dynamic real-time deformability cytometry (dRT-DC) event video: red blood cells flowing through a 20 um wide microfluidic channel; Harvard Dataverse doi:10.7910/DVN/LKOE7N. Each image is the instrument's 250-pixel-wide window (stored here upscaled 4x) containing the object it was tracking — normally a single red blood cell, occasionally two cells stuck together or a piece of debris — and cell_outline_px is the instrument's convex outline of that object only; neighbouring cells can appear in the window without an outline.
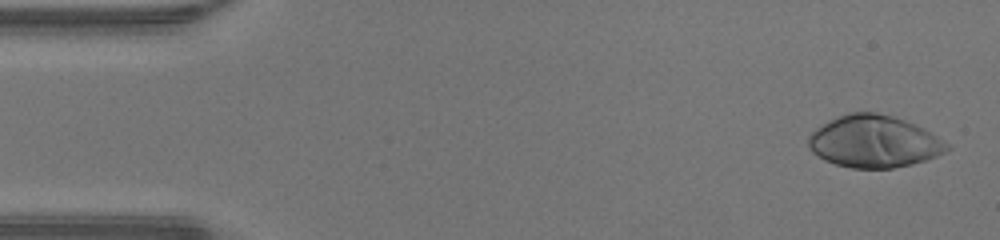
{"species": "human", "species_latin": "Homo sapiens", "temperature_condition": "warm", "stored_images_in_passage": 47, "camera_frame_rate_fps": 3000, "um_per_image_px": 0.085, "donor": {"sex": "male"}, "frame": {"image": 1, "passage_image": 2, "time_ms": 0.333, "image_size_px": [1000, 240], "cell_outline_px": [[952, 148], [936, 156], [912, 164], [892, 168], [852, 168], [836, 164], [824, 160], [812, 152], [808, 148], [808, 136], [816, 128], [828, 120], [848, 112], [876, 112], [892, 116], [904, 120], [924, 128], [932, 132], [944, 140]], "centroid_in_image_um": [74.28, 12.02], "position_along_channel_um": 10.7, "area_um2": 42.19}}
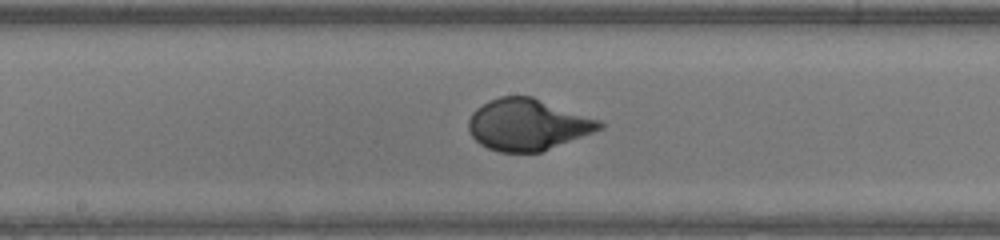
{"frame": {"image": 2, "passage_image": 24, "time_ms": 7.667, "image_size_px": [1000, 240], "cell_outline_px": [[604, 128], [540, 152], [500, 152], [488, 148], [480, 144], [472, 136], [468, 128], [468, 120], [472, 112], [476, 108], [488, 100], [500, 96], [532, 96], [600, 120], [604, 124]], "centroid_in_image_um": [44.83, 10.58], "position_along_channel_um": 203.4, "area_um2": 39.19}}
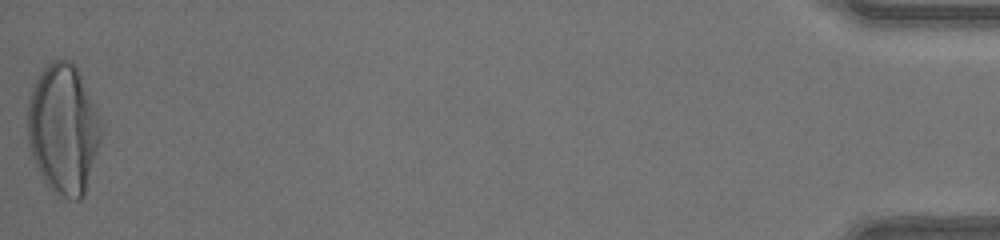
{"frame": {"image": 3, "passage_image": 47, "time_ms": 15.333, "image_size_px": [1000, 240], "cell_outline_px": [[100, 140], [84, 196], [80, 200], [72, 200], [48, 188], [40, 180], [32, 160], [28, 140], [28, 100], [32, 88], [40, 72], [52, 60], [68, 60], [76, 64], [100, 116]], "centroid_in_image_um": [5.36, 10.98], "position_along_channel_um": 429.8, "area_um2": 55.95}, "authors_computed_cell_mechanics": {"area_um2": 40.2866, "velocity_mm_per_s": 4.3465, "shape_relaxation_time_tau1_ms": 3.1533, "shape_relaxation_time_tau2_ms": null, "deformation_change_tau1": 0.2499, "deformation_change_tau2": null}}